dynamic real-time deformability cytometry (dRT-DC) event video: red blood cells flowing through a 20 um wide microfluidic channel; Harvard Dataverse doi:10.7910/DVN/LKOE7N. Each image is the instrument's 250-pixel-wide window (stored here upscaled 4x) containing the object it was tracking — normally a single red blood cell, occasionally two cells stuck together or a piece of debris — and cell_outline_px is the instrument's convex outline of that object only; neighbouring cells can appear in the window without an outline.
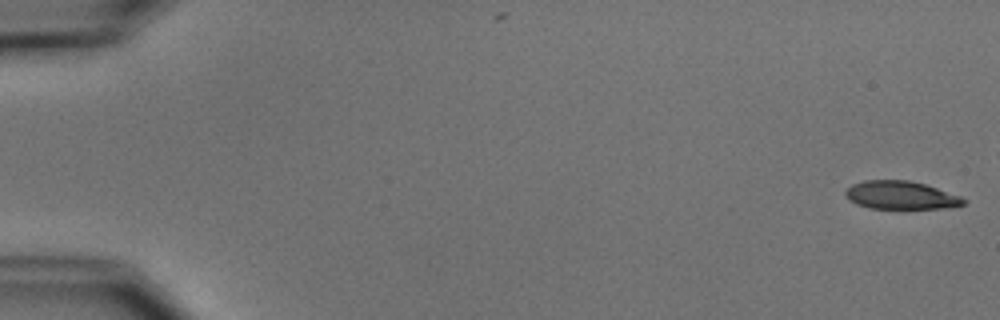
{"species": "common noctule bat (a hibernating species)", "species_latin": "Nyctalus noctula", "temperature_condition": "cold", "stored_images_in_passage": 48, "camera_frame_rate_fps": 3000, "um_per_image_px": 0.085, "animal": {"sex": "male", "body_mass_g": 15.6}, "frame": {"image": 1, "passage_image": 1, "time_ms": 0.0, "image_size_px": [1000, 320], "cell_outline_px": [[968, 200], [964, 204], [948, 208], [868, 208], [856, 204], [844, 192], [852, 184], [864, 180], [908, 180], [924, 184], [960, 196]], "centroid_in_image_um": [76.58, 16.59], "position_along_channel_um": 8.4, "area_um2": 19.13}}
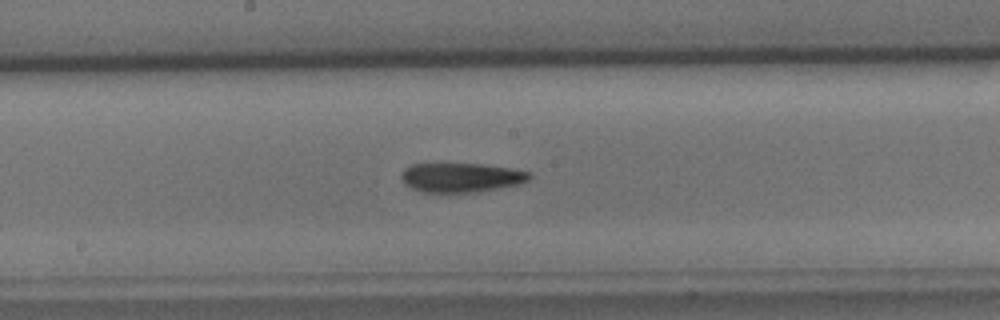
{"frame": {"image": 2, "passage_image": 29, "time_ms": 9.333, "image_size_px": [1000, 320], "cell_outline_px": [[532, 176], [528, 180], [516, 184], [480, 192], [424, 192], [412, 188], [404, 184], [400, 176], [404, 168], [412, 164], [484, 164], [508, 168], [528, 172]], "centroid_in_image_um": [39.15, 15.09], "position_along_channel_um": 209.1, "area_um2": 21.68}}
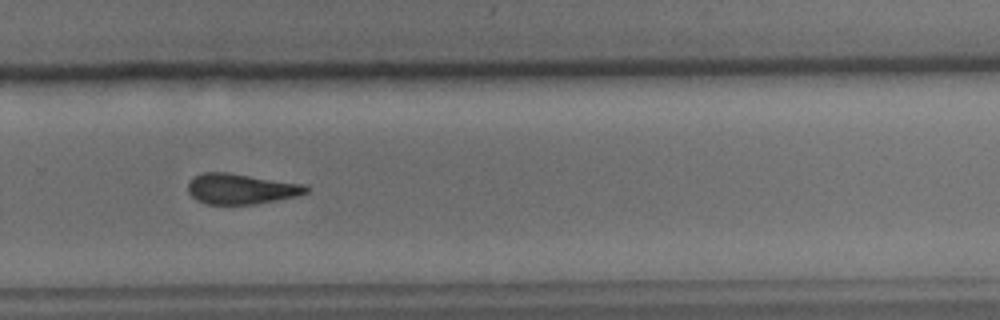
{"frame": {"image": 3, "passage_image": 37, "time_ms": 12.0, "image_size_px": [1000, 320], "cell_outline_px": [[308, 192], [296, 196], [276, 200], [252, 204], [208, 204], [196, 200], [188, 192], [188, 180], [200, 172], [228, 172], [304, 184], [308, 188]], "centroid_in_image_um": [20.44, 16.04], "position_along_channel_um": 309.4, "area_um2": 20.98}}